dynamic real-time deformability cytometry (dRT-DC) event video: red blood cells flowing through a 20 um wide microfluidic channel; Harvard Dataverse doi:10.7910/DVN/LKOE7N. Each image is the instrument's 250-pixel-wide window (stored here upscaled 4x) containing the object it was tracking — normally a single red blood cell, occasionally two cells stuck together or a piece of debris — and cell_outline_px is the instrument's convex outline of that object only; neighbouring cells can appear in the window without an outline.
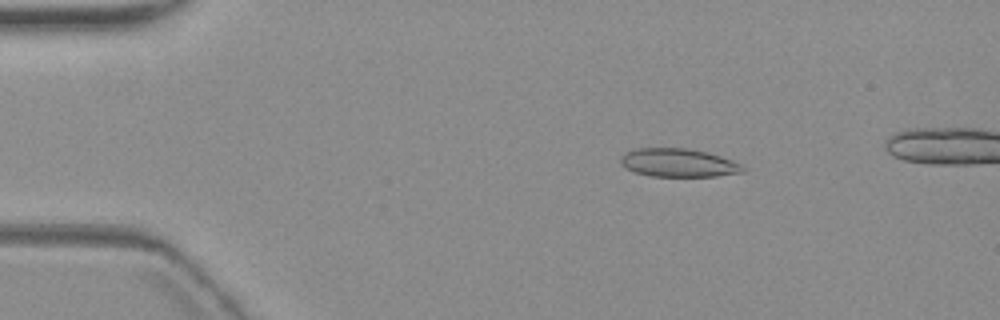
{"species": "common noctule bat (a hibernating species)", "species_latin": "Nyctalus noctula", "temperature_condition": "warm", "stored_images_in_passage": 5, "camera_frame_rate_fps": 3000, "um_per_image_px": 0.085, "animal": {"sex": "female", "body_mass_g": 19.3, "forearm_length_mm": 54.1}, "frame": {"image": 1, "passage_image": 2, "time_ms": 1.0, "image_size_px": [1000, 320], "cell_outline_px": [[748, 168], [744, 172], [716, 176], [652, 176], [636, 172], [624, 168], [620, 164], [620, 156], [624, 152], [632, 148], [688, 148], [720, 156], [732, 160]], "centroid_in_image_um": [57.63, 13.83], "position_along_channel_um": 27.4, "area_um2": 20.35}}